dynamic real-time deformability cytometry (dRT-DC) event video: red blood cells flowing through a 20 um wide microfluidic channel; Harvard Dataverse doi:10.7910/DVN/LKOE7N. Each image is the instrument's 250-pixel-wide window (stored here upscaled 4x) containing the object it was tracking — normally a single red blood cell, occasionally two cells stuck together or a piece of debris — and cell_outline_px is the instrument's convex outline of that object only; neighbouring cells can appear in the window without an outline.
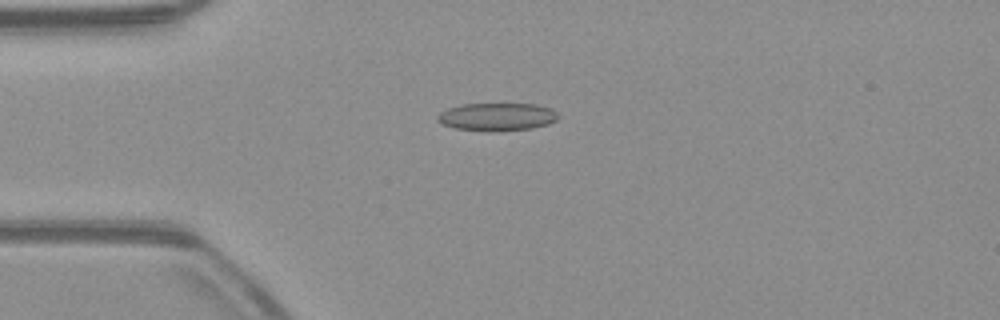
{"species": "common noctule bat (a hibernating species)", "species_latin": "Nyctalus noctula", "temperature_condition": "warm", "stored_images_in_passage": 40, "camera_frame_rate_fps": 3000, "um_per_image_px": 0.085, "animal": {"sex": "male", "body_mass_g": 23.1, "forearm_length_mm": 52.7}, "frame": {"image": 1, "passage_image": 1, "time_ms": 0.0, "image_size_px": [1000, 320], "cell_outline_px": [[560, 116], [556, 120], [548, 124], [532, 128], [488, 132], [456, 128], [444, 124], [436, 120], [436, 116], [440, 112], [448, 108], [460, 104], [536, 104], [552, 108]], "centroid_in_image_um": [42.25, 9.93], "position_along_channel_um": 42.7, "area_um2": 19.71}}
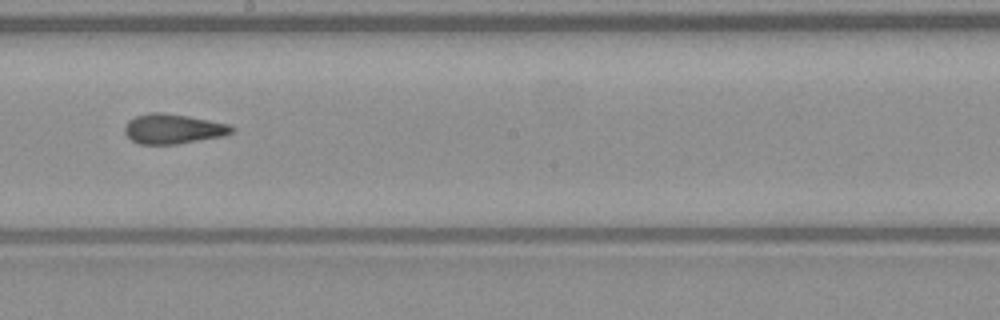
{"frame": {"image": 2, "passage_image": 17, "time_ms": 5.333, "image_size_px": [1000, 320], "cell_outline_px": [[236, 132], [220, 136], [176, 144], [140, 144], [132, 140], [124, 132], [124, 128], [128, 120], [136, 116], [148, 112], [164, 112], [188, 116], [228, 124], [236, 128]], "centroid_in_image_um": [14.7, 10.94], "position_along_channel_um": 233.5, "area_um2": 18.55}}
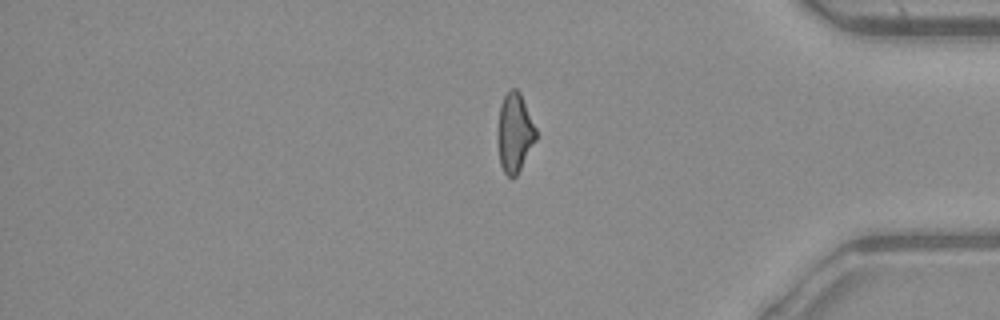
{"frame": {"image": 3, "passage_image": 31, "time_ms": 10.0, "image_size_px": [1000, 320], "cell_outline_px": [[536, 140], [516, 176], [508, 176], [504, 172], [500, 164], [496, 140], [496, 132], [500, 104], [508, 88], [516, 88], [520, 92], [536, 128]], "centroid_in_image_um": [43.71, 11.25], "position_along_channel_um": 391.5, "area_um2": 17.92}, "authors_computed_cell_mechanics": {"area_um2": 18.3804, "velocity_mm_per_s": 3.9538, "shape_relaxation_time_tau1_ms": null, "shape_relaxation_time_tau2_ms": 2.2413, "deformation_change_tau1": null, "deformation_change_tau2": 0.1169}}